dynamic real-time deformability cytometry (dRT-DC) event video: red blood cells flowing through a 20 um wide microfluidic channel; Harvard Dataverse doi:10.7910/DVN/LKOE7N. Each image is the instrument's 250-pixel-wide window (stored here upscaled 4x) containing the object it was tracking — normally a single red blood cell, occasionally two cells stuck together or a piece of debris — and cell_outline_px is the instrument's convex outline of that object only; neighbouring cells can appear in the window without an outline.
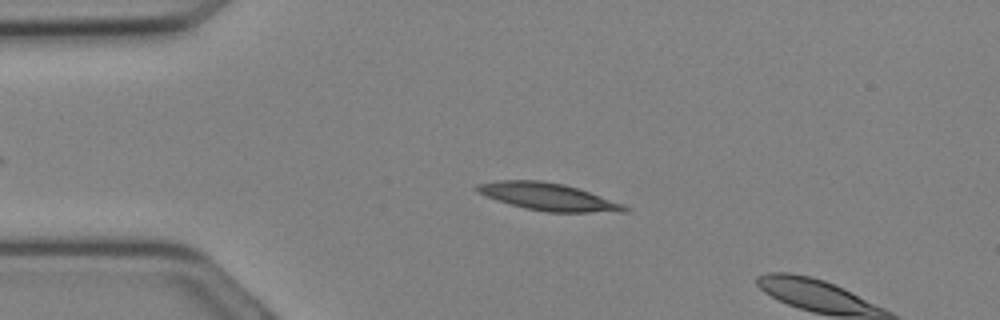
{"species": "Egyptian fruit bat (a non-hibernating species)", "species_latin": "Rousettus aegyptiacus", "temperature_condition": "cold", "stored_images_in_passage": 5, "camera_frame_rate_fps": 3000, "um_per_image_px": 0.085, "animal": {"sex": "female"}, "frame": {"image": 1, "passage_image": 3, "time_ms": 0.667, "image_size_px": [1000, 320], "cell_outline_px": [[632, 208], [628, 212], [548, 212], [524, 208], [508, 204], [496, 200], [476, 192], [472, 188], [476, 184], [500, 180], [540, 180], [564, 184], [624, 204]], "centroid_in_image_um": [46.56, 16.73], "position_along_channel_um": 38.4, "area_um2": 23.64}}